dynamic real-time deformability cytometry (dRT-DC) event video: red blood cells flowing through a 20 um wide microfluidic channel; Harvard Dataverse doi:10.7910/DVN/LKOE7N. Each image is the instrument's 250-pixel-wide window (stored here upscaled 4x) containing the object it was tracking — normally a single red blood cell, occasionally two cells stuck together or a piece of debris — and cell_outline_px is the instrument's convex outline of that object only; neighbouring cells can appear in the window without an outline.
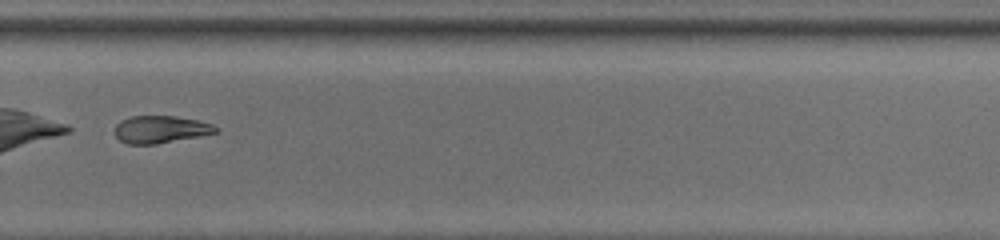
{"species": "common noctule bat (a hibernating species)", "species_latin": "Nyctalus noctula", "temperature_condition": "room temperature", "stored_images_in_passage": 43, "camera_frame_rate_fps": 3000, "um_per_image_px": 0.085, "animal": {"sex": "male", "body_mass_g": 13.0, "forearm_length_mm": 53.1}, "frame": {"image": 1, "passage_image": 30, "time_ms": 9.667, "image_size_px": [1000, 240], "cell_outline_px": [[220, 132], [156, 144], [128, 144], [120, 140], [116, 136], [116, 124], [120, 120], [132, 116], [176, 116], [200, 120], [212, 124], [220, 128]], "centroid_in_image_um": [13.7, 10.99], "position_along_channel_um": 316.1, "area_um2": 16.18}, "authors_computed_cell_mechanics": {"area_um2": 18.1492, "velocity_mm_per_s": 3.9498, "shape_relaxation_time_tau1_ms": 1.4753, "shape_relaxation_time_tau2_ms": null, "deformation_change_tau1": 0.2395, "deformation_change_tau2": null}}